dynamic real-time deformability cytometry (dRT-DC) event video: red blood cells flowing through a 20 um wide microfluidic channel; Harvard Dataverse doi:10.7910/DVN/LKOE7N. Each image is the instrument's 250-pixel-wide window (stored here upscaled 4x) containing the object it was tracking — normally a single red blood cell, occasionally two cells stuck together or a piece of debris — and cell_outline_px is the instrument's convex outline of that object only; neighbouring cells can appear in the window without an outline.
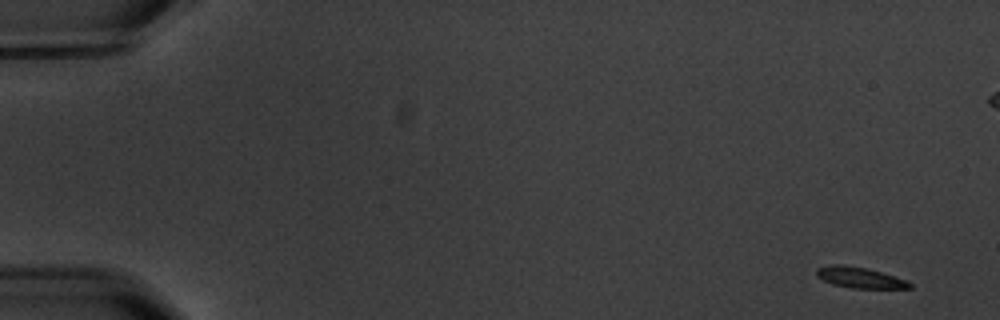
{"species": "common noctule bat (a hibernating species)", "species_latin": "Nyctalus noctula", "temperature_condition": "warm", "stored_images_in_passage": 7, "camera_frame_rate_fps": 3000, "um_per_image_px": 0.085, "animal": {"sex": "male", "body_mass_g": 20.1, "forearm_length_mm": 53.5}, "frame": {"image": 1, "passage_image": 1, "time_ms": 0.0, "image_size_px": [1000, 320], "cell_outline_px": [[912, 288], [852, 288], [832, 284], [816, 276], [816, 268], [832, 264], [844, 264], [868, 268], [908, 280], [912, 284]], "centroid_in_image_um": [73.08, 23.58], "position_along_channel_um": 11.9, "area_um2": 11.44}}